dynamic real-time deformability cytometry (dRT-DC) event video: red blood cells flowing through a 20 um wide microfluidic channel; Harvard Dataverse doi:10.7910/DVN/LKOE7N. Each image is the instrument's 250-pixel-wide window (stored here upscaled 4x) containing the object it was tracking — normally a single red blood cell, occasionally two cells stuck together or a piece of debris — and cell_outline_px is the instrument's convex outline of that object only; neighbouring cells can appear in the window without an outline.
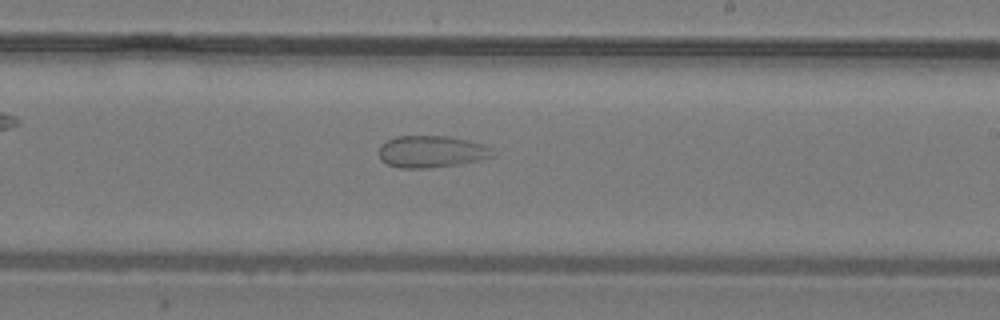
{"species": "common noctule bat (a hibernating species)", "species_latin": "Nyctalus noctula", "temperature_condition": "warm", "stored_images_in_passage": 24, "camera_frame_rate_fps": 3000, "um_per_image_px": 0.085, "animal": {"sex": "male", "body_mass_g": 19.2, "forearm_length_mm": 51.8}, "frame": {"image": 1, "passage_image": 11, "time_ms": 3.333, "image_size_px": [1000, 320], "cell_outline_px": [[496, 152], [492, 156], [480, 160], [460, 164], [428, 168], [400, 168], [388, 164], [380, 160], [380, 144], [396, 136], [448, 136], [484, 144], [492, 148]], "centroid_in_image_um": [36.69, 12.89], "position_along_channel_um": 252.3, "area_um2": 21.21}}
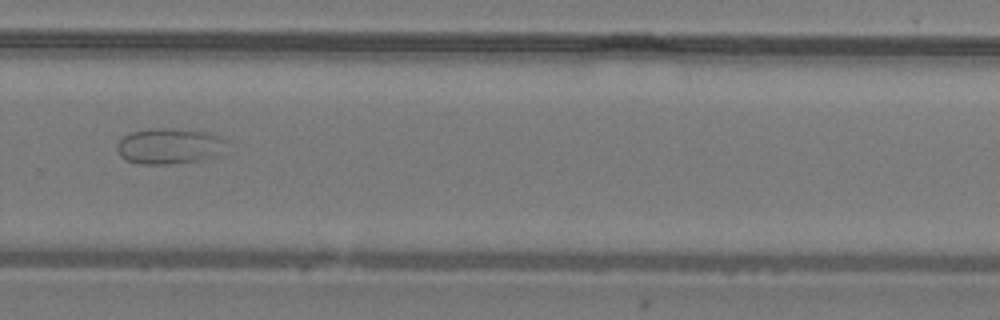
{"frame": {"image": 2, "passage_image": 14, "time_ms": 4.333, "image_size_px": [1000, 320], "cell_outline_px": [[228, 140], [204, 160], [168, 164], [136, 164], [124, 160], [120, 156], [116, 148], [116, 144], [124, 136], [132, 132], [152, 128], [172, 128], [204, 132]], "centroid_in_image_um": [14.23, 12.42], "position_along_channel_um": 315.6, "area_um2": 22.31}}